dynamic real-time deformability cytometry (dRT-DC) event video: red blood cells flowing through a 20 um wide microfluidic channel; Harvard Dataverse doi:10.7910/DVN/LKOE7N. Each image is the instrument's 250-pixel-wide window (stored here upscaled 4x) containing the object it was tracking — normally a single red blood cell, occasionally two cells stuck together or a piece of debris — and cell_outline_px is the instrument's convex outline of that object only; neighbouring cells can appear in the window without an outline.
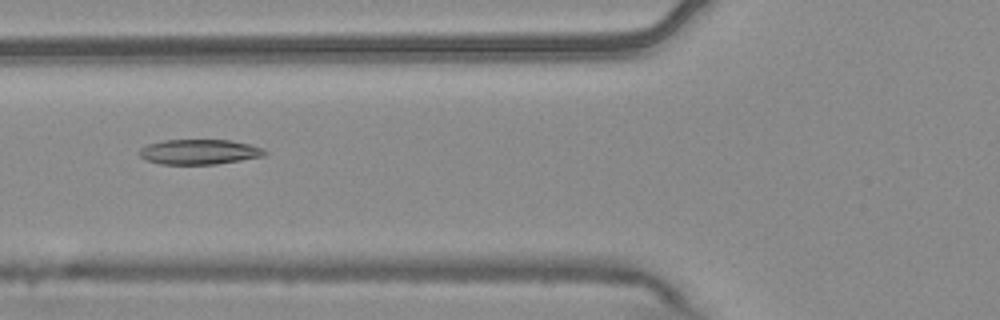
{"species": "common noctule bat (a hibernating species)", "species_latin": "Nyctalus noctula", "temperature_condition": "warm", "stored_images_in_passage": 5, "camera_frame_rate_fps": 3000, "um_per_image_px": 0.085, "animal": {"sex": "male", "body_mass_g": 20.4}, "frame": {"image": 1, "passage_image": 3, "time_ms": 0.667, "image_size_px": [1000, 320], "cell_outline_px": [[268, 152], [264, 156], [216, 164], [160, 164], [144, 160], [140, 156], [140, 148], [148, 144], [164, 140], [228, 140], [248, 144], [264, 148]], "centroid_in_image_um": [16.93, 12.91], "position_along_channel_um": 108.9, "area_um2": 18.26}}
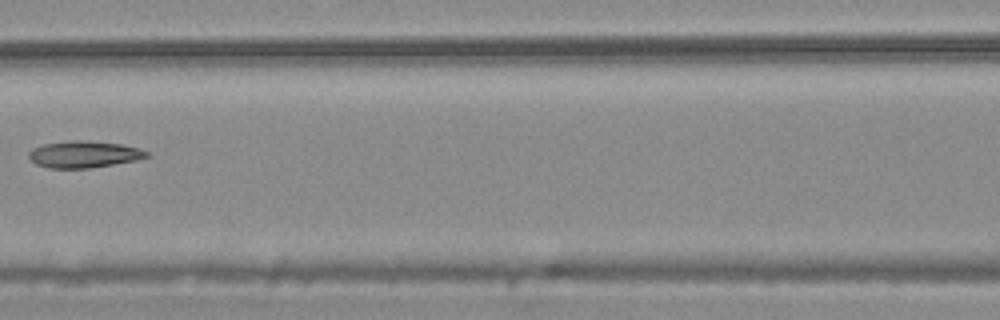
{"frame": {"image": 2, "passage_image": 4, "time_ms": 1.0, "image_size_px": [1000, 320], "cell_outline_px": [[152, 156], [136, 160], [88, 168], [48, 168], [36, 164], [28, 156], [28, 152], [32, 148], [44, 144], [72, 140], [84, 140], [120, 144], [140, 148], [148, 152]], "centroid_in_image_um": [7.14, 13.11], "position_along_channel_um": 159.5, "area_um2": 18.32}}
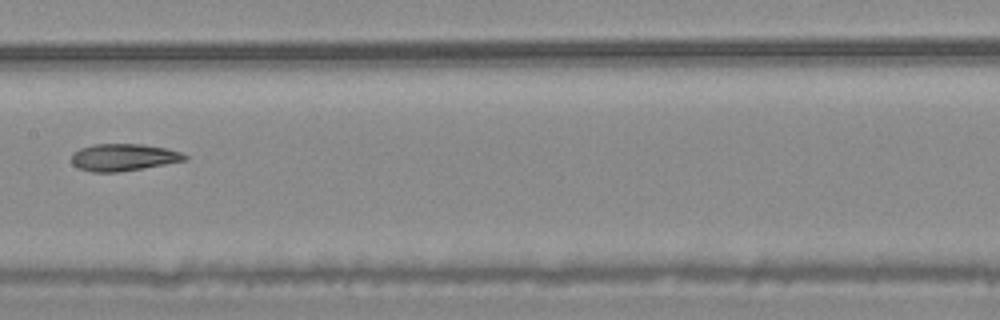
{"frame": {"image": 3, "passage_image": 5, "time_ms": 1.333, "image_size_px": [1000, 320], "cell_outline_px": [[188, 160], [120, 172], [92, 172], [80, 168], [72, 164], [72, 152], [80, 148], [92, 144], [144, 144], [168, 148], [180, 152], [188, 156]], "centroid_in_image_um": [10.51, 13.36], "position_along_channel_um": 196.9, "area_um2": 18.03}}